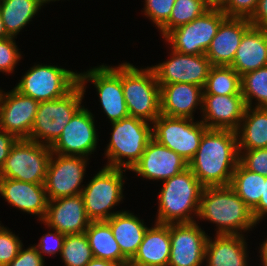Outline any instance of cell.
<instances>
[{
	"label": "cell",
	"mask_w": 267,
	"mask_h": 266,
	"mask_svg": "<svg viewBox=\"0 0 267 266\" xmlns=\"http://www.w3.org/2000/svg\"><path fill=\"white\" fill-rule=\"evenodd\" d=\"M94 258L115 262L119 265L129 263L122 254L107 221H92L85 231Z\"/></svg>",
	"instance_id": "obj_29"
},
{
	"label": "cell",
	"mask_w": 267,
	"mask_h": 266,
	"mask_svg": "<svg viewBox=\"0 0 267 266\" xmlns=\"http://www.w3.org/2000/svg\"><path fill=\"white\" fill-rule=\"evenodd\" d=\"M267 214V177H265V183L263 193L261 195L258 205L252 210V215L257 224Z\"/></svg>",
	"instance_id": "obj_45"
},
{
	"label": "cell",
	"mask_w": 267,
	"mask_h": 266,
	"mask_svg": "<svg viewBox=\"0 0 267 266\" xmlns=\"http://www.w3.org/2000/svg\"><path fill=\"white\" fill-rule=\"evenodd\" d=\"M55 157V158H54ZM87 157L65 156L52 153L44 187L49 201L82 193Z\"/></svg>",
	"instance_id": "obj_13"
},
{
	"label": "cell",
	"mask_w": 267,
	"mask_h": 266,
	"mask_svg": "<svg viewBox=\"0 0 267 266\" xmlns=\"http://www.w3.org/2000/svg\"><path fill=\"white\" fill-rule=\"evenodd\" d=\"M21 246L18 255L6 266H44V257H42L36 247L33 245L23 250Z\"/></svg>",
	"instance_id": "obj_42"
},
{
	"label": "cell",
	"mask_w": 267,
	"mask_h": 266,
	"mask_svg": "<svg viewBox=\"0 0 267 266\" xmlns=\"http://www.w3.org/2000/svg\"><path fill=\"white\" fill-rule=\"evenodd\" d=\"M55 233H47L40 239L38 245H35L39 254L43 257L42 254L54 255L59 252L61 255L63 243L66 234L60 233L58 230L53 229Z\"/></svg>",
	"instance_id": "obj_41"
},
{
	"label": "cell",
	"mask_w": 267,
	"mask_h": 266,
	"mask_svg": "<svg viewBox=\"0 0 267 266\" xmlns=\"http://www.w3.org/2000/svg\"><path fill=\"white\" fill-rule=\"evenodd\" d=\"M203 188L189 168L164 180L158 195L159 208L155 223L196 222L193 217L195 214L198 216Z\"/></svg>",
	"instance_id": "obj_3"
},
{
	"label": "cell",
	"mask_w": 267,
	"mask_h": 266,
	"mask_svg": "<svg viewBox=\"0 0 267 266\" xmlns=\"http://www.w3.org/2000/svg\"><path fill=\"white\" fill-rule=\"evenodd\" d=\"M198 216L201 220L217 224L218 235H238L257 224L252 210L230 185L204 187Z\"/></svg>",
	"instance_id": "obj_2"
},
{
	"label": "cell",
	"mask_w": 267,
	"mask_h": 266,
	"mask_svg": "<svg viewBox=\"0 0 267 266\" xmlns=\"http://www.w3.org/2000/svg\"><path fill=\"white\" fill-rule=\"evenodd\" d=\"M84 94L85 90L78 83L65 96L40 102L28 140L51 147L73 115L82 107Z\"/></svg>",
	"instance_id": "obj_6"
},
{
	"label": "cell",
	"mask_w": 267,
	"mask_h": 266,
	"mask_svg": "<svg viewBox=\"0 0 267 266\" xmlns=\"http://www.w3.org/2000/svg\"><path fill=\"white\" fill-rule=\"evenodd\" d=\"M191 118L160 115L152 124V136L158 143L179 154L188 163L199 148L208 129L201 121Z\"/></svg>",
	"instance_id": "obj_11"
},
{
	"label": "cell",
	"mask_w": 267,
	"mask_h": 266,
	"mask_svg": "<svg viewBox=\"0 0 267 266\" xmlns=\"http://www.w3.org/2000/svg\"><path fill=\"white\" fill-rule=\"evenodd\" d=\"M239 152V162L249 171L267 177V148L243 150Z\"/></svg>",
	"instance_id": "obj_38"
},
{
	"label": "cell",
	"mask_w": 267,
	"mask_h": 266,
	"mask_svg": "<svg viewBox=\"0 0 267 266\" xmlns=\"http://www.w3.org/2000/svg\"><path fill=\"white\" fill-rule=\"evenodd\" d=\"M122 87L129 116L152 124L161 115L160 86L151 67L122 63Z\"/></svg>",
	"instance_id": "obj_4"
},
{
	"label": "cell",
	"mask_w": 267,
	"mask_h": 266,
	"mask_svg": "<svg viewBox=\"0 0 267 266\" xmlns=\"http://www.w3.org/2000/svg\"><path fill=\"white\" fill-rule=\"evenodd\" d=\"M252 26L267 31V0H259L253 15L248 19Z\"/></svg>",
	"instance_id": "obj_43"
},
{
	"label": "cell",
	"mask_w": 267,
	"mask_h": 266,
	"mask_svg": "<svg viewBox=\"0 0 267 266\" xmlns=\"http://www.w3.org/2000/svg\"><path fill=\"white\" fill-rule=\"evenodd\" d=\"M16 140L17 139L12 134L0 129V170L8 157L11 146Z\"/></svg>",
	"instance_id": "obj_44"
},
{
	"label": "cell",
	"mask_w": 267,
	"mask_h": 266,
	"mask_svg": "<svg viewBox=\"0 0 267 266\" xmlns=\"http://www.w3.org/2000/svg\"><path fill=\"white\" fill-rule=\"evenodd\" d=\"M176 0H145L144 15L160 29L171 16Z\"/></svg>",
	"instance_id": "obj_36"
},
{
	"label": "cell",
	"mask_w": 267,
	"mask_h": 266,
	"mask_svg": "<svg viewBox=\"0 0 267 266\" xmlns=\"http://www.w3.org/2000/svg\"><path fill=\"white\" fill-rule=\"evenodd\" d=\"M0 224V266H6L17 255L23 245L18 236Z\"/></svg>",
	"instance_id": "obj_37"
},
{
	"label": "cell",
	"mask_w": 267,
	"mask_h": 266,
	"mask_svg": "<svg viewBox=\"0 0 267 266\" xmlns=\"http://www.w3.org/2000/svg\"><path fill=\"white\" fill-rule=\"evenodd\" d=\"M3 92L0 90V129L16 139H28L40 102L15 88Z\"/></svg>",
	"instance_id": "obj_17"
},
{
	"label": "cell",
	"mask_w": 267,
	"mask_h": 266,
	"mask_svg": "<svg viewBox=\"0 0 267 266\" xmlns=\"http://www.w3.org/2000/svg\"><path fill=\"white\" fill-rule=\"evenodd\" d=\"M14 38L9 36L0 39V72L12 73L15 65L22 58Z\"/></svg>",
	"instance_id": "obj_39"
},
{
	"label": "cell",
	"mask_w": 267,
	"mask_h": 266,
	"mask_svg": "<svg viewBox=\"0 0 267 266\" xmlns=\"http://www.w3.org/2000/svg\"><path fill=\"white\" fill-rule=\"evenodd\" d=\"M208 235L196 222L170 223L171 250L168 266H201Z\"/></svg>",
	"instance_id": "obj_16"
},
{
	"label": "cell",
	"mask_w": 267,
	"mask_h": 266,
	"mask_svg": "<svg viewBox=\"0 0 267 266\" xmlns=\"http://www.w3.org/2000/svg\"><path fill=\"white\" fill-rule=\"evenodd\" d=\"M258 1L259 0H224L219 7L227 17L249 19L253 15Z\"/></svg>",
	"instance_id": "obj_40"
},
{
	"label": "cell",
	"mask_w": 267,
	"mask_h": 266,
	"mask_svg": "<svg viewBox=\"0 0 267 266\" xmlns=\"http://www.w3.org/2000/svg\"><path fill=\"white\" fill-rule=\"evenodd\" d=\"M243 234L208 237L205 249L206 266H248L247 244Z\"/></svg>",
	"instance_id": "obj_26"
},
{
	"label": "cell",
	"mask_w": 267,
	"mask_h": 266,
	"mask_svg": "<svg viewBox=\"0 0 267 266\" xmlns=\"http://www.w3.org/2000/svg\"><path fill=\"white\" fill-rule=\"evenodd\" d=\"M122 254L130 261L136 254L148 229L144 221L129 213L120 211L107 220Z\"/></svg>",
	"instance_id": "obj_27"
},
{
	"label": "cell",
	"mask_w": 267,
	"mask_h": 266,
	"mask_svg": "<svg viewBox=\"0 0 267 266\" xmlns=\"http://www.w3.org/2000/svg\"><path fill=\"white\" fill-rule=\"evenodd\" d=\"M86 266H120V265L112 261L93 258L86 264Z\"/></svg>",
	"instance_id": "obj_46"
},
{
	"label": "cell",
	"mask_w": 267,
	"mask_h": 266,
	"mask_svg": "<svg viewBox=\"0 0 267 266\" xmlns=\"http://www.w3.org/2000/svg\"><path fill=\"white\" fill-rule=\"evenodd\" d=\"M188 168V162L173 150L151 139L141 159L130 171L149 180H166Z\"/></svg>",
	"instance_id": "obj_18"
},
{
	"label": "cell",
	"mask_w": 267,
	"mask_h": 266,
	"mask_svg": "<svg viewBox=\"0 0 267 266\" xmlns=\"http://www.w3.org/2000/svg\"><path fill=\"white\" fill-rule=\"evenodd\" d=\"M45 0H2L0 13L7 34L15 37L41 9Z\"/></svg>",
	"instance_id": "obj_30"
},
{
	"label": "cell",
	"mask_w": 267,
	"mask_h": 266,
	"mask_svg": "<svg viewBox=\"0 0 267 266\" xmlns=\"http://www.w3.org/2000/svg\"><path fill=\"white\" fill-rule=\"evenodd\" d=\"M88 81L97 88L101 106L111 122L129 116L122 87V63L117 67L100 65L78 73V83L83 90Z\"/></svg>",
	"instance_id": "obj_12"
},
{
	"label": "cell",
	"mask_w": 267,
	"mask_h": 266,
	"mask_svg": "<svg viewBox=\"0 0 267 266\" xmlns=\"http://www.w3.org/2000/svg\"><path fill=\"white\" fill-rule=\"evenodd\" d=\"M265 176L247 170L240 162L233 172L230 186L244 203L253 210L263 193Z\"/></svg>",
	"instance_id": "obj_31"
},
{
	"label": "cell",
	"mask_w": 267,
	"mask_h": 266,
	"mask_svg": "<svg viewBox=\"0 0 267 266\" xmlns=\"http://www.w3.org/2000/svg\"><path fill=\"white\" fill-rule=\"evenodd\" d=\"M111 124L113 130L105 151L109 161L106 167L131 170L141 159L145 147L153 138L152 125L132 116L111 122Z\"/></svg>",
	"instance_id": "obj_5"
},
{
	"label": "cell",
	"mask_w": 267,
	"mask_h": 266,
	"mask_svg": "<svg viewBox=\"0 0 267 266\" xmlns=\"http://www.w3.org/2000/svg\"><path fill=\"white\" fill-rule=\"evenodd\" d=\"M252 26L247 18L227 17L206 51L212 66H230L244 33Z\"/></svg>",
	"instance_id": "obj_21"
},
{
	"label": "cell",
	"mask_w": 267,
	"mask_h": 266,
	"mask_svg": "<svg viewBox=\"0 0 267 266\" xmlns=\"http://www.w3.org/2000/svg\"><path fill=\"white\" fill-rule=\"evenodd\" d=\"M238 162L236 131L208 128L188 168L204 187L227 186Z\"/></svg>",
	"instance_id": "obj_1"
},
{
	"label": "cell",
	"mask_w": 267,
	"mask_h": 266,
	"mask_svg": "<svg viewBox=\"0 0 267 266\" xmlns=\"http://www.w3.org/2000/svg\"><path fill=\"white\" fill-rule=\"evenodd\" d=\"M122 168L104 166L82 190L84 206L89 219L92 221H107L114 214L110 209L123 199Z\"/></svg>",
	"instance_id": "obj_8"
},
{
	"label": "cell",
	"mask_w": 267,
	"mask_h": 266,
	"mask_svg": "<svg viewBox=\"0 0 267 266\" xmlns=\"http://www.w3.org/2000/svg\"><path fill=\"white\" fill-rule=\"evenodd\" d=\"M51 155L50 146L17 139L0 170V178L44 184Z\"/></svg>",
	"instance_id": "obj_7"
},
{
	"label": "cell",
	"mask_w": 267,
	"mask_h": 266,
	"mask_svg": "<svg viewBox=\"0 0 267 266\" xmlns=\"http://www.w3.org/2000/svg\"><path fill=\"white\" fill-rule=\"evenodd\" d=\"M48 228L64 234L85 233L89 219L81 194L48 201L46 214L42 220Z\"/></svg>",
	"instance_id": "obj_19"
},
{
	"label": "cell",
	"mask_w": 267,
	"mask_h": 266,
	"mask_svg": "<svg viewBox=\"0 0 267 266\" xmlns=\"http://www.w3.org/2000/svg\"><path fill=\"white\" fill-rule=\"evenodd\" d=\"M226 18L219 6H212L193 21L171 30L164 38L176 52L205 55L220 24Z\"/></svg>",
	"instance_id": "obj_9"
},
{
	"label": "cell",
	"mask_w": 267,
	"mask_h": 266,
	"mask_svg": "<svg viewBox=\"0 0 267 266\" xmlns=\"http://www.w3.org/2000/svg\"><path fill=\"white\" fill-rule=\"evenodd\" d=\"M241 94L247 107L256 99L255 107L267 108V66L241 76Z\"/></svg>",
	"instance_id": "obj_34"
},
{
	"label": "cell",
	"mask_w": 267,
	"mask_h": 266,
	"mask_svg": "<svg viewBox=\"0 0 267 266\" xmlns=\"http://www.w3.org/2000/svg\"><path fill=\"white\" fill-rule=\"evenodd\" d=\"M236 134L238 151L267 148V108L246 107Z\"/></svg>",
	"instance_id": "obj_28"
},
{
	"label": "cell",
	"mask_w": 267,
	"mask_h": 266,
	"mask_svg": "<svg viewBox=\"0 0 267 266\" xmlns=\"http://www.w3.org/2000/svg\"><path fill=\"white\" fill-rule=\"evenodd\" d=\"M50 1H57V0H45V3H48ZM59 1V0H58Z\"/></svg>",
	"instance_id": "obj_51"
},
{
	"label": "cell",
	"mask_w": 267,
	"mask_h": 266,
	"mask_svg": "<svg viewBox=\"0 0 267 266\" xmlns=\"http://www.w3.org/2000/svg\"><path fill=\"white\" fill-rule=\"evenodd\" d=\"M230 66L240 76L267 66V31L251 26L244 33Z\"/></svg>",
	"instance_id": "obj_25"
},
{
	"label": "cell",
	"mask_w": 267,
	"mask_h": 266,
	"mask_svg": "<svg viewBox=\"0 0 267 266\" xmlns=\"http://www.w3.org/2000/svg\"><path fill=\"white\" fill-rule=\"evenodd\" d=\"M203 94L242 95L241 76L231 66H212Z\"/></svg>",
	"instance_id": "obj_32"
},
{
	"label": "cell",
	"mask_w": 267,
	"mask_h": 266,
	"mask_svg": "<svg viewBox=\"0 0 267 266\" xmlns=\"http://www.w3.org/2000/svg\"><path fill=\"white\" fill-rule=\"evenodd\" d=\"M7 37H9V35L7 34V32L5 30L4 23L2 21V16H1V13H0V39H4V38H7Z\"/></svg>",
	"instance_id": "obj_48"
},
{
	"label": "cell",
	"mask_w": 267,
	"mask_h": 266,
	"mask_svg": "<svg viewBox=\"0 0 267 266\" xmlns=\"http://www.w3.org/2000/svg\"><path fill=\"white\" fill-rule=\"evenodd\" d=\"M61 257L66 266H86L94 258L86 234H66Z\"/></svg>",
	"instance_id": "obj_35"
},
{
	"label": "cell",
	"mask_w": 267,
	"mask_h": 266,
	"mask_svg": "<svg viewBox=\"0 0 267 266\" xmlns=\"http://www.w3.org/2000/svg\"><path fill=\"white\" fill-rule=\"evenodd\" d=\"M212 6L208 0H176L169 20L159 29L162 37L203 15Z\"/></svg>",
	"instance_id": "obj_33"
},
{
	"label": "cell",
	"mask_w": 267,
	"mask_h": 266,
	"mask_svg": "<svg viewBox=\"0 0 267 266\" xmlns=\"http://www.w3.org/2000/svg\"><path fill=\"white\" fill-rule=\"evenodd\" d=\"M170 57L151 67L159 85L189 83L204 88L212 67L206 55L182 54L172 49Z\"/></svg>",
	"instance_id": "obj_15"
},
{
	"label": "cell",
	"mask_w": 267,
	"mask_h": 266,
	"mask_svg": "<svg viewBox=\"0 0 267 266\" xmlns=\"http://www.w3.org/2000/svg\"><path fill=\"white\" fill-rule=\"evenodd\" d=\"M0 194L11 206L44 219L49 201L44 184L0 178Z\"/></svg>",
	"instance_id": "obj_22"
},
{
	"label": "cell",
	"mask_w": 267,
	"mask_h": 266,
	"mask_svg": "<svg viewBox=\"0 0 267 266\" xmlns=\"http://www.w3.org/2000/svg\"><path fill=\"white\" fill-rule=\"evenodd\" d=\"M260 255H261V263L263 266H267V238L266 240L261 244L260 247Z\"/></svg>",
	"instance_id": "obj_47"
},
{
	"label": "cell",
	"mask_w": 267,
	"mask_h": 266,
	"mask_svg": "<svg viewBox=\"0 0 267 266\" xmlns=\"http://www.w3.org/2000/svg\"><path fill=\"white\" fill-rule=\"evenodd\" d=\"M78 84V73L52 65H34L14 87L38 102L61 98Z\"/></svg>",
	"instance_id": "obj_10"
},
{
	"label": "cell",
	"mask_w": 267,
	"mask_h": 266,
	"mask_svg": "<svg viewBox=\"0 0 267 266\" xmlns=\"http://www.w3.org/2000/svg\"><path fill=\"white\" fill-rule=\"evenodd\" d=\"M120 266H134V265H132V264H130V263H127V264L120 265Z\"/></svg>",
	"instance_id": "obj_50"
},
{
	"label": "cell",
	"mask_w": 267,
	"mask_h": 266,
	"mask_svg": "<svg viewBox=\"0 0 267 266\" xmlns=\"http://www.w3.org/2000/svg\"><path fill=\"white\" fill-rule=\"evenodd\" d=\"M96 133L93 114L82 106L50 147L51 151L65 156L88 158L97 146L98 135Z\"/></svg>",
	"instance_id": "obj_14"
},
{
	"label": "cell",
	"mask_w": 267,
	"mask_h": 266,
	"mask_svg": "<svg viewBox=\"0 0 267 266\" xmlns=\"http://www.w3.org/2000/svg\"><path fill=\"white\" fill-rule=\"evenodd\" d=\"M171 250L170 224L155 223L148 228L134 257V266H168Z\"/></svg>",
	"instance_id": "obj_24"
},
{
	"label": "cell",
	"mask_w": 267,
	"mask_h": 266,
	"mask_svg": "<svg viewBox=\"0 0 267 266\" xmlns=\"http://www.w3.org/2000/svg\"><path fill=\"white\" fill-rule=\"evenodd\" d=\"M246 104L242 95L203 94L201 122L209 129L236 131L244 117Z\"/></svg>",
	"instance_id": "obj_20"
},
{
	"label": "cell",
	"mask_w": 267,
	"mask_h": 266,
	"mask_svg": "<svg viewBox=\"0 0 267 266\" xmlns=\"http://www.w3.org/2000/svg\"><path fill=\"white\" fill-rule=\"evenodd\" d=\"M161 114L168 117L191 118L203 105V87L189 83L159 85Z\"/></svg>",
	"instance_id": "obj_23"
},
{
	"label": "cell",
	"mask_w": 267,
	"mask_h": 266,
	"mask_svg": "<svg viewBox=\"0 0 267 266\" xmlns=\"http://www.w3.org/2000/svg\"><path fill=\"white\" fill-rule=\"evenodd\" d=\"M213 6H219L224 0H208Z\"/></svg>",
	"instance_id": "obj_49"
}]
</instances>
